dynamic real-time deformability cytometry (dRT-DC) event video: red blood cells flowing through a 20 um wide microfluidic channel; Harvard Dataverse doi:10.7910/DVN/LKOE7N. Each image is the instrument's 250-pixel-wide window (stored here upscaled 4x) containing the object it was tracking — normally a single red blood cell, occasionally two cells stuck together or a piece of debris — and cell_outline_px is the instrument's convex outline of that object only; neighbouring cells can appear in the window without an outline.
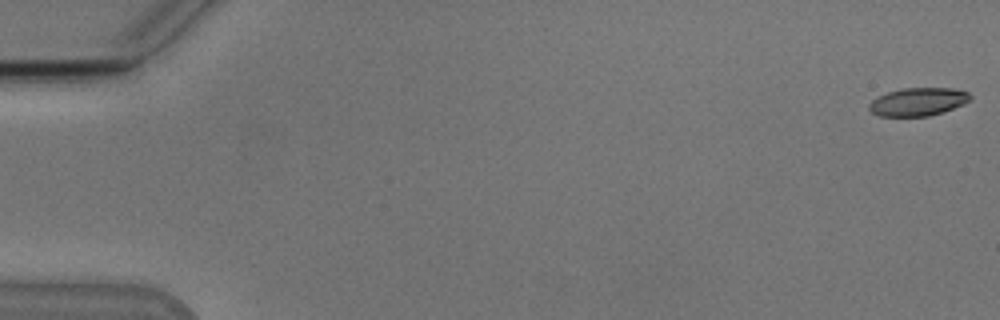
{"species": "Egyptian fruit bat (a non-hibernating species)", "species_latin": "Rousettus aegyptiacus", "temperature_condition": "cold", "stored_images_in_passage": 11, "camera_frame_rate_fps": 3000, "um_per_image_px": 0.085, "animal": {"sex": "male"}, "frame": {"image": 1, "passage_image": 1, "time_ms": 0.0, "image_size_px": [1000, 320], "cell_outline_px": [[972, 100], [964, 104], [928, 116], [880, 116], [872, 112], [868, 108], [868, 104], [872, 100], [888, 92], [900, 88], [952, 88], [968, 92], [972, 96]], "centroid_in_image_um": [78.04, 8.64], "position_along_channel_um": 7.0, "area_um2": 16.47}}